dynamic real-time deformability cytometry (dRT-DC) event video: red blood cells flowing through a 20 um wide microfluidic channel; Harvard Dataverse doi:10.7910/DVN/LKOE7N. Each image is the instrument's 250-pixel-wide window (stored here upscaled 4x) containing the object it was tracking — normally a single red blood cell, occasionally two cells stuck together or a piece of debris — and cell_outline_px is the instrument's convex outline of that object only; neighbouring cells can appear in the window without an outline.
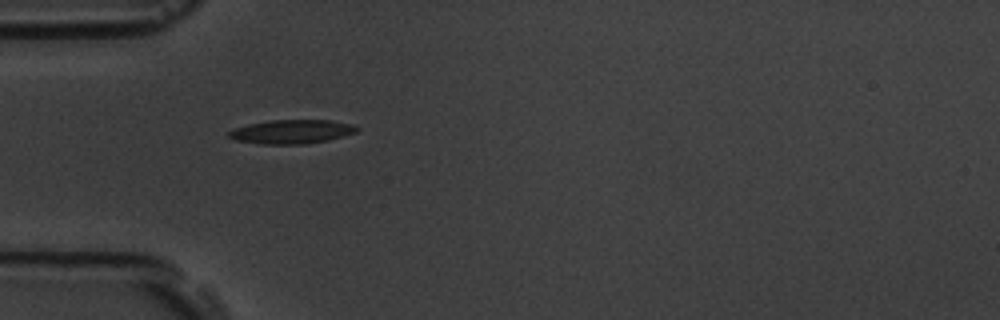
{"species": "common noctule bat (a hibernating species)", "species_latin": "Nyctalus noctula", "temperature_condition": "room temperature", "stored_images_in_passage": 38, "camera_frame_rate_fps": 3000, "um_per_image_px": 0.085, "animal": {"sex": "male", "body_mass_g": 19.5, "forearm_length_mm": 54.6}, "frame": {"image": 1, "passage_image": 1, "time_ms": 0.0, "image_size_px": [1000, 320], "cell_outline_px": [[360, 128], [356, 132], [344, 136], [328, 140], [304, 144], [260, 144], [236, 140], [228, 136], [228, 132], [236, 128], [248, 124], [272, 120], [328, 120], [356, 124]], "centroid_in_image_um": [24.84, 11.19], "position_along_channel_um": 60.2, "area_um2": 17.86}}
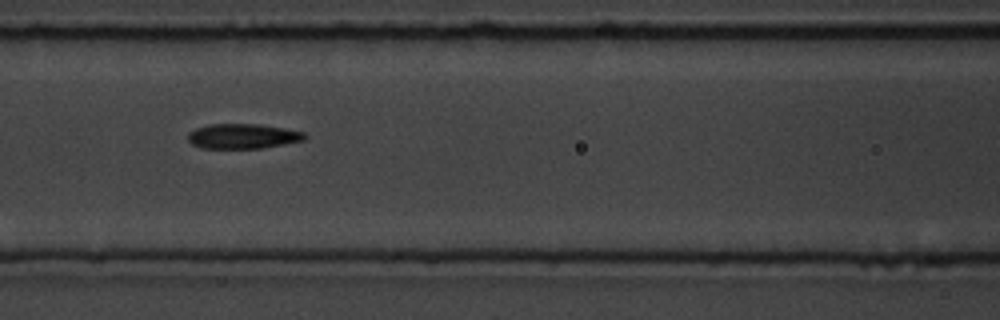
{"frame": {"image": 2, "passage_image": 8, "time_ms": 2.333, "image_size_px": [1000, 320], "cell_outline_px": [[308, 136], [304, 140], [284, 144], [260, 148], [200, 148], [192, 144], [188, 140], [188, 132], [196, 128], [208, 124], [260, 124], [284, 128], [304, 132]], "centroid_in_image_um": [20.63, 11.57], "position_along_channel_um": 146.0, "area_um2": 16.99}}
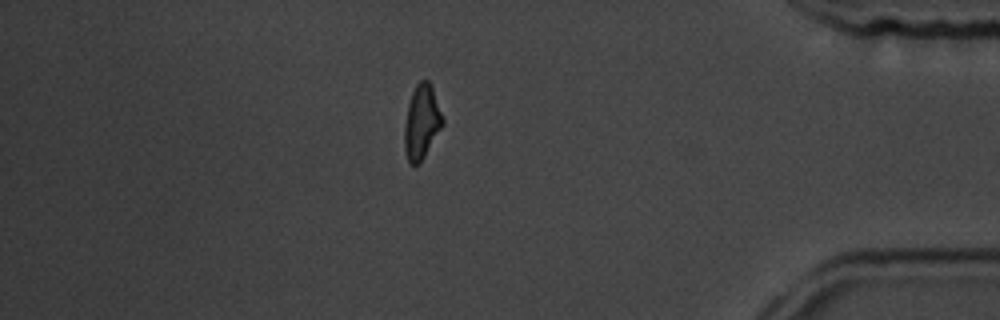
{"frame": {"image": 3, "passage_image": 31, "time_ms": 10.0, "image_size_px": [1000, 320], "cell_outline_px": [[444, 124], [424, 156], [416, 164], [408, 164], [404, 148], [404, 128], [408, 104], [412, 92], [416, 84], [420, 80], [428, 80], [432, 84], [444, 120]], "centroid_in_image_um": [35.84, 10.34], "position_along_channel_um": 399.4, "area_um2": 16.53}, "authors_computed_cell_mechanics": {"area_um2": 16.9932, "velocity_mm_per_s": 3.7883, "shape_relaxation_time_tau1_ms": 5.8153, "shape_relaxation_time_tau2_ms": 4.1903, "deformation_change_tau1": 0.1734, "deformation_change_tau2": 0.1244}}